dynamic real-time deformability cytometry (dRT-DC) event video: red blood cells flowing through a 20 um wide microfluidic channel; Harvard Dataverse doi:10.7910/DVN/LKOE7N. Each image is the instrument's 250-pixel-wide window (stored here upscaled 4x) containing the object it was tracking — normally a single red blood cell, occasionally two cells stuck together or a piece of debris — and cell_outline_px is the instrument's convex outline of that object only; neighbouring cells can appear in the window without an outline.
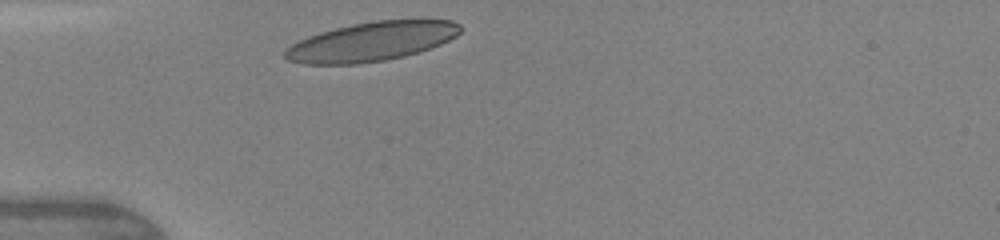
{"species": "human", "species_latin": "Homo sapiens", "temperature_condition": "warm", "stored_images_in_passage": 26, "camera_frame_rate_fps": 3000, "um_per_image_px": 0.085, "donor": {"sex": "female"}, "frame": {"image": 1, "passage_image": 1, "time_ms": 0.0, "image_size_px": [1000, 240], "cell_outline_px": [[464, 28], [456, 36], [440, 44], [420, 52], [404, 56], [384, 60], [356, 64], [304, 64], [288, 60], [284, 56], [284, 48], [308, 36], [320, 32], [352, 24], [376, 20], [452, 20], [460, 24]], "centroid_in_image_um": [31.58, 3.53], "position_along_channel_um": 53.4, "area_um2": 39.94}}
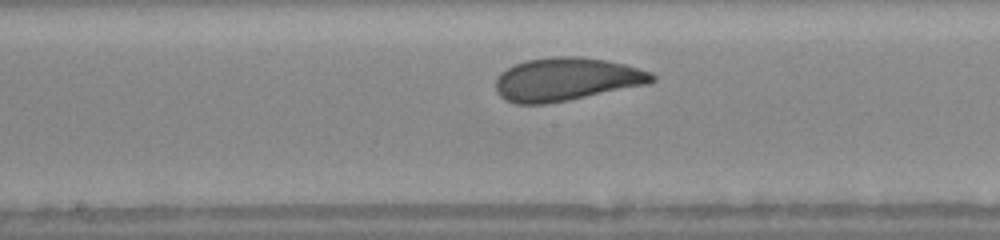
{"frame": {"image": 2, "passage_image": 12, "time_ms": 3.667, "image_size_px": [1000, 240], "cell_outline_px": [[656, 80], [648, 84], [568, 100], [544, 104], [516, 104], [504, 100], [496, 92], [496, 80], [500, 72], [516, 64], [528, 60], [552, 56], [580, 56], [608, 60], [624, 64], [652, 72], [656, 76]], "centroid_in_image_um": [48.15, 6.74], "position_along_channel_um": 200.1, "area_um2": 39.42}, "authors_computed_cell_mechanics": {"area_um2": 38.8705, "velocity_mm_per_s": 4.344, "shape_relaxation_time_tau1_ms": 2.7469, "shape_relaxation_time_tau2_ms": 0.9088, "deformation_change_tau1": 0.1259, "deformation_change_tau2": 0.0732}}